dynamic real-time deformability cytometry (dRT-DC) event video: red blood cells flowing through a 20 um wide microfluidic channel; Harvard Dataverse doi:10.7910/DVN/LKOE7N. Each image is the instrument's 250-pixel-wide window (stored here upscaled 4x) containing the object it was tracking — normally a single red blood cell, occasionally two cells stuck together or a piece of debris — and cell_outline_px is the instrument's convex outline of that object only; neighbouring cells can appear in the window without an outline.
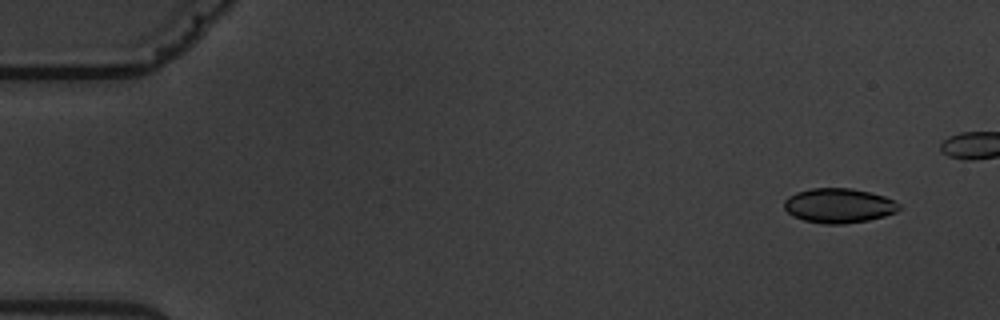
{"species": "common noctule bat (a hibernating species)", "species_latin": "Nyctalus noctula", "temperature_condition": "warm", "stored_images_in_passage": 6, "camera_frame_rate_fps": 3000, "um_per_image_px": 0.085, "animal": {"sex": "male", "body_mass_g": 19.5, "forearm_length_mm": 54.6}, "frame": {"image": 1, "passage_image": 2, "time_ms": 1.0, "image_size_px": [1000, 320], "cell_outline_px": [[900, 208], [896, 212], [884, 216], [868, 220], [844, 224], [824, 224], [804, 220], [792, 216], [784, 208], [784, 200], [788, 196], [796, 192], [812, 188], [852, 188], [884, 196], [900, 204]], "centroid_in_image_um": [71.27, 17.48], "position_along_channel_um": 13.7, "area_um2": 23.18}}